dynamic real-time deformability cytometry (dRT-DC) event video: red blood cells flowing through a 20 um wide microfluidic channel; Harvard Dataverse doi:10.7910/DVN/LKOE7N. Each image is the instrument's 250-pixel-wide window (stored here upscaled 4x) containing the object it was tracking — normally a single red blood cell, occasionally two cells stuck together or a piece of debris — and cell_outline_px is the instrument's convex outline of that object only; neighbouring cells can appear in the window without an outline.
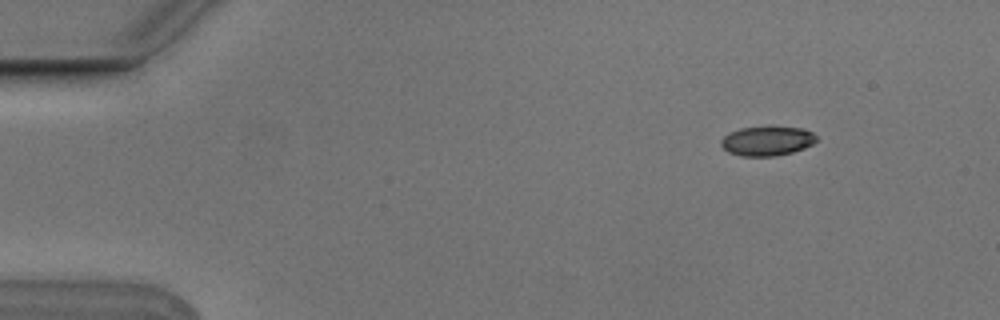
{"species": "Egyptian fruit bat (a non-hibernating species)", "species_latin": "Rousettus aegyptiacus", "temperature_condition": "cold", "stored_images_in_passage": 7, "camera_frame_rate_fps": 3000, "um_per_image_px": 0.085, "animal": {"sex": "male"}, "frame": {"image": 1, "passage_image": 2, "time_ms": 0.333, "image_size_px": [1000, 320], "cell_outline_px": [[816, 140], [812, 144], [804, 148], [792, 152], [772, 156], [740, 156], [728, 152], [720, 144], [720, 140], [724, 136], [740, 128], [804, 128], [812, 132], [816, 136]], "centroid_in_image_um": [65.19, 12.0], "position_along_channel_um": 19.8, "area_um2": 15.95}}
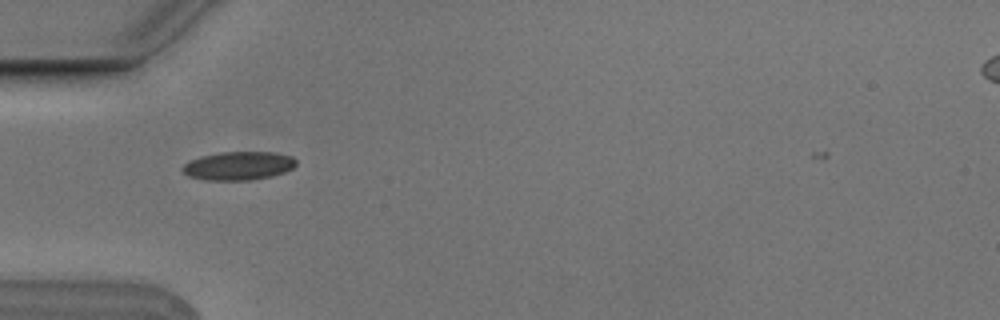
{"frame": {"image": 2, "passage_image": 5, "time_ms": 1.333, "image_size_px": [1000, 320], "cell_outline_px": [[296, 164], [292, 168], [284, 172], [272, 176], [248, 180], [204, 180], [188, 176], [180, 168], [188, 160], [200, 156], [220, 152], [276, 152], [292, 156], [296, 160]], "centroid_in_image_um": [20.24, 14.08], "position_along_channel_um": 64.8, "area_um2": 19.02}}
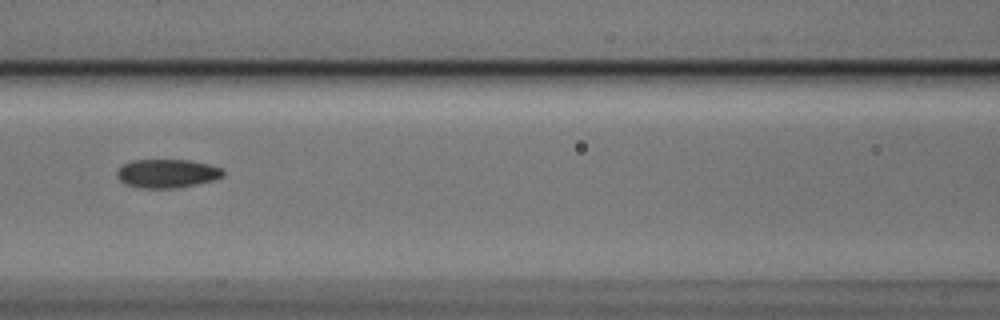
{"frame": {"image": 3, "passage_image": 7, "time_ms": 2.0, "image_size_px": [1000, 320], "cell_outline_px": [[224, 176], [212, 180], [196, 184], [176, 188], [140, 188], [124, 184], [116, 176], [116, 172], [124, 164], [132, 160], [188, 160], [208, 164], [220, 168], [224, 172]], "centroid_in_image_um": [14.17, 14.75], "position_along_channel_um": 152.4, "area_um2": 17.63}}